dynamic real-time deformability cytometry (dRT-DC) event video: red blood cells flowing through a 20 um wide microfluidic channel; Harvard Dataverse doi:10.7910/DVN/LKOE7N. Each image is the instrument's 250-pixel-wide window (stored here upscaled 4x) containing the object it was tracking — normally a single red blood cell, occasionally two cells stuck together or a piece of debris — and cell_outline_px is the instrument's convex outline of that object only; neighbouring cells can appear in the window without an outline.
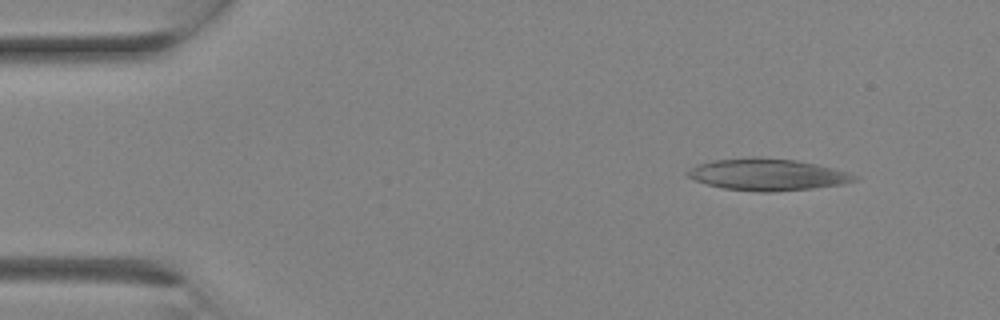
{"species": "Egyptian fruit bat (a non-hibernating species)", "species_latin": "Rousettus aegyptiacus", "temperature_condition": "room temperature", "stored_images_in_passage": 13, "camera_frame_rate_fps": 3000, "um_per_image_px": 0.085, "animal": {"sex": "female"}, "frame": {"image": 1, "passage_image": 3, "time_ms": 0.667, "image_size_px": [1000, 320], "cell_outline_px": [[860, 180], [844, 184], [812, 188], [768, 192], [760, 192], [724, 188], [708, 184], [696, 180], [688, 176], [684, 172], [700, 164], [712, 160], [752, 156], [756, 156], [796, 160], [816, 164], [832, 168], [860, 176]], "centroid_in_image_um": [65.27, 14.83], "position_along_channel_um": 19.7, "area_um2": 30.87}}
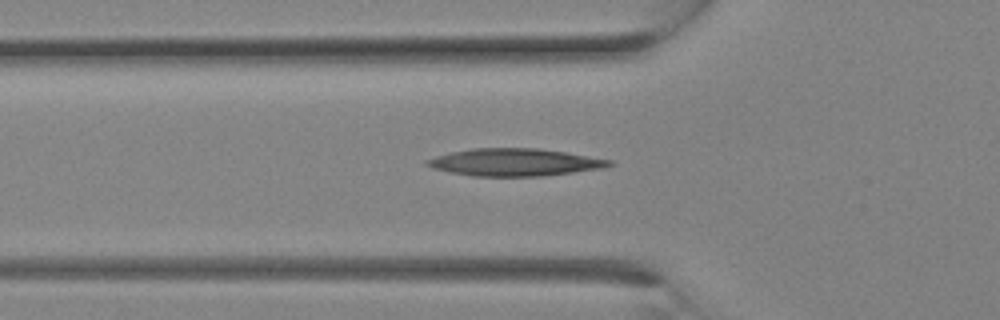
{"frame": {"image": 2, "passage_image": 9, "time_ms": 2.667, "image_size_px": [1000, 320], "cell_outline_px": [[616, 164], [604, 168], [544, 176], [472, 176], [432, 168], [424, 164], [424, 160], [436, 156], [452, 152], [472, 148], [536, 148], [564, 152], [612, 160]], "centroid_in_image_um": [43.76, 13.79], "position_along_channel_um": 82.0, "area_um2": 29.07}}
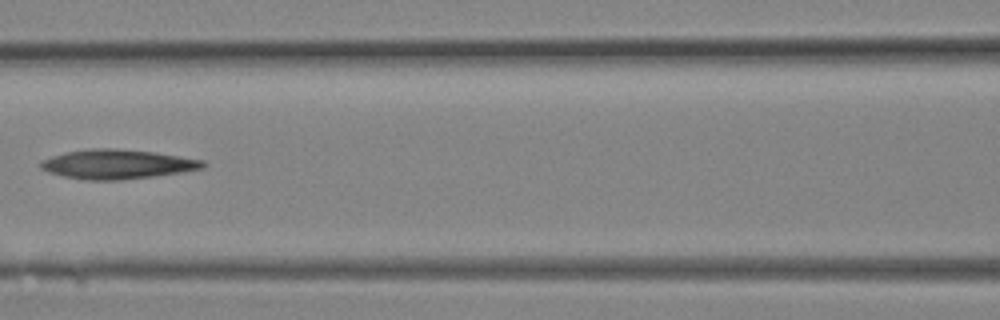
{"frame": {"image": 3, "passage_image": 12, "time_ms": 3.667, "image_size_px": [1000, 320], "cell_outline_px": [[208, 164], [204, 168], [156, 176], [120, 180], [84, 180], [64, 176], [48, 172], [40, 168], [40, 160], [52, 156], [68, 152], [92, 148], [112, 148], [156, 152], [204, 160]], "centroid_in_image_um": [9.99, 13.96], "position_along_channel_um": 156.6, "area_um2": 27.86}}